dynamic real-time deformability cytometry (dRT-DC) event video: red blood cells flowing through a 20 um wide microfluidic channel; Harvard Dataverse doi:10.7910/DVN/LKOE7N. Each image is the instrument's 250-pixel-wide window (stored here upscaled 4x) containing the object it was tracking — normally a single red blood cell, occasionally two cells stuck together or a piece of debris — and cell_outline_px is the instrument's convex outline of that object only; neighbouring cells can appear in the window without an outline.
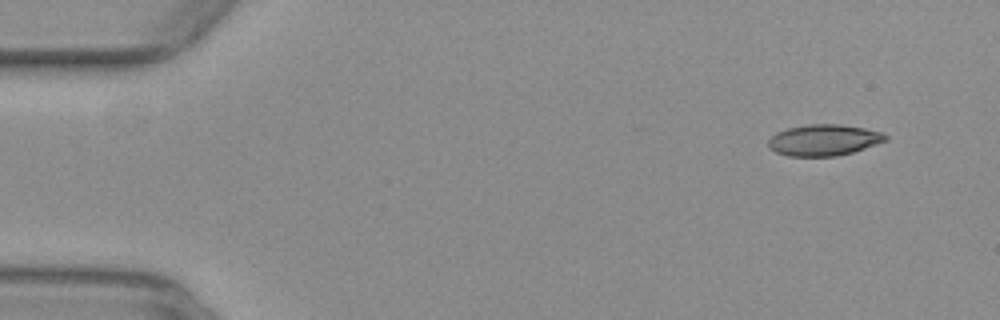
{"species": "common noctule bat (a hibernating species)", "species_latin": "Nyctalus noctula", "temperature_condition": "warm", "stored_images_in_passage": 7, "camera_frame_rate_fps": 3000, "um_per_image_px": 0.085, "animal": {"sex": "female", "body_mass_g": 29.2, "forearm_length_mm": 56.3}, "frame": {"image": 1, "passage_image": 1, "time_ms": 0.0, "image_size_px": [1000, 320], "cell_outline_px": [[888, 140], [852, 152], [836, 156], [788, 156], [776, 152], [768, 148], [768, 140], [776, 132], [788, 128], [808, 124], [840, 124], [864, 128], [884, 132], [888, 136]], "centroid_in_image_um": [70.02, 11.9], "position_along_channel_um": 15.0, "area_um2": 21.39}}